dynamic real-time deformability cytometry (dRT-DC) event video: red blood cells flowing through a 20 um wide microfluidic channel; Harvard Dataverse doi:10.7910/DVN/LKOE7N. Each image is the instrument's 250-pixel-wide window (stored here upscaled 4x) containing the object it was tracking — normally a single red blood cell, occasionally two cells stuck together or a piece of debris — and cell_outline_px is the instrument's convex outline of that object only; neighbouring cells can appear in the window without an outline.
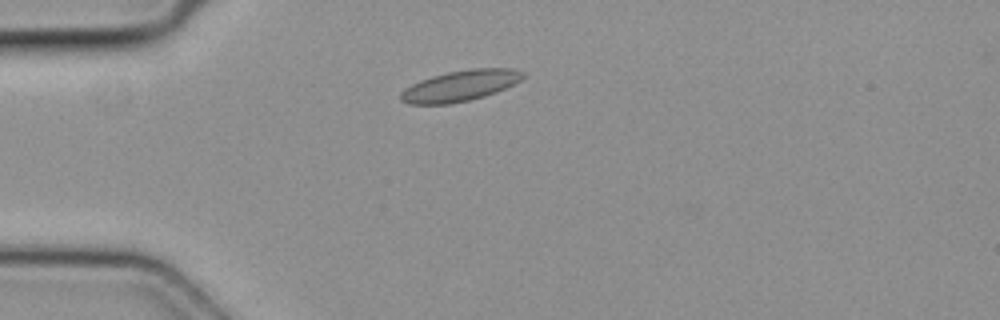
{"species": "common noctule bat (a hibernating species)", "species_latin": "Nyctalus noctula", "temperature_condition": "cold", "stored_images_in_passage": 2, "camera_frame_rate_fps": 3000, "um_per_image_px": 0.085, "animal": {"sex": "female", "body_mass_g": 19.3, "forearm_length_mm": 54.1}, "frame": {"image": 1, "passage_image": 2, "time_ms": 0.333, "image_size_px": [1000, 320], "cell_outline_px": [[528, 72], [520, 80], [496, 92], [484, 96], [452, 104], [408, 104], [400, 100], [400, 92], [404, 88], [420, 80], [432, 76], [448, 72], [468, 68], [512, 68]], "centroid_in_image_um": [39.11, 7.28], "position_along_channel_um": 45.9, "area_um2": 22.08}}